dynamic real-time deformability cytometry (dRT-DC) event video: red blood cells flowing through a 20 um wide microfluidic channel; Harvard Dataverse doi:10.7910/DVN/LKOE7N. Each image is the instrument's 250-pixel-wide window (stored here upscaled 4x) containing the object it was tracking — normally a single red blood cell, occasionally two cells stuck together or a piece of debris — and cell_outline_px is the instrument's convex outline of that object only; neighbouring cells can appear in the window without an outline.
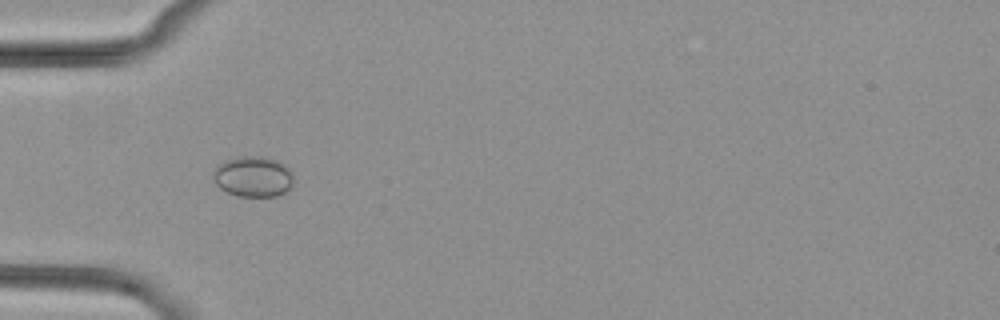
{"species": "common noctule bat (a hibernating species)", "species_latin": "Nyctalus noctula", "temperature_condition": "cold", "stored_images_in_passage": 9, "camera_frame_rate_fps": 3000, "um_per_image_px": 0.085, "animal": {"sex": "female", "body_mass_g": 29.2, "forearm_length_mm": 56.3}, "frame": {"image": 1, "passage_image": 6, "time_ms": 6.0, "image_size_px": [1000, 320], "cell_outline_px": [[292, 188], [276, 196], [236, 196], [220, 188], [212, 180], [212, 172], [216, 164], [240, 156], [260, 156], [276, 160], [284, 164], [292, 172]], "centroid_in_image_um": [21.49, 15.01], "position_along_channel_um": 63.5, "area_um2": 19.19}}
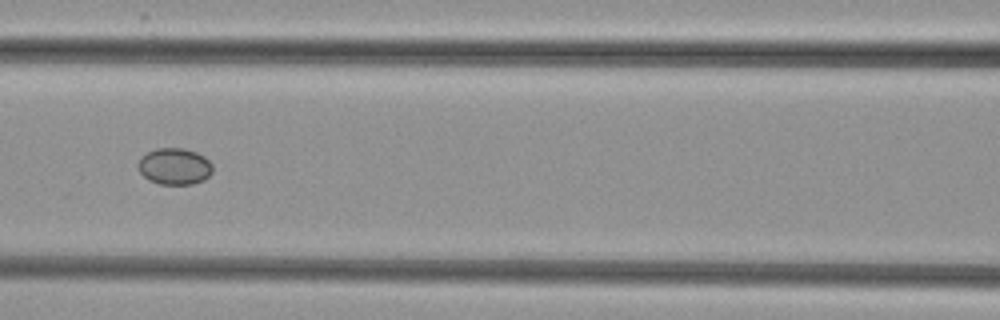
{"frame": {"image": 2, "passage_image": 8, "time_ms": 8.333, "image_size_px": [1000, 320], "cell_outline_px": [[212, 172], [204, 180], [192, 184], [160, 184], [148, 180], [140, 172], [136, 164], [140, 156], [156, 148], [184, 148], [196, 152], [204, 156], [212, 164]], "centroid_in_image_um": [14.81, 14.13], "position_along_channel_um": 151.8, "area_um2": 16.01}}
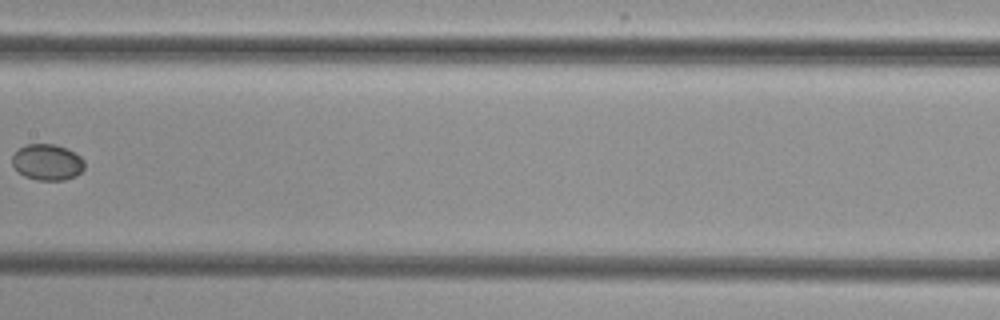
{"frame": {"image": 3, "passage_image": 9, "time_ms": 9.667, "image_size_px": [1000, 320], "cell_outline_px": [[84, 168], [76, 176], [64, 180], [36, 180], [24, 176], [16, 172], [12, 164], [12, 156], [20, 148], [28, 144], [56, 144], [68, 148], [80, 156], [84, 160]], "centroid_in_image_um": [4.02, 13.79], "position_along_channel_um": 203.4, "area_um2": 15.37}}